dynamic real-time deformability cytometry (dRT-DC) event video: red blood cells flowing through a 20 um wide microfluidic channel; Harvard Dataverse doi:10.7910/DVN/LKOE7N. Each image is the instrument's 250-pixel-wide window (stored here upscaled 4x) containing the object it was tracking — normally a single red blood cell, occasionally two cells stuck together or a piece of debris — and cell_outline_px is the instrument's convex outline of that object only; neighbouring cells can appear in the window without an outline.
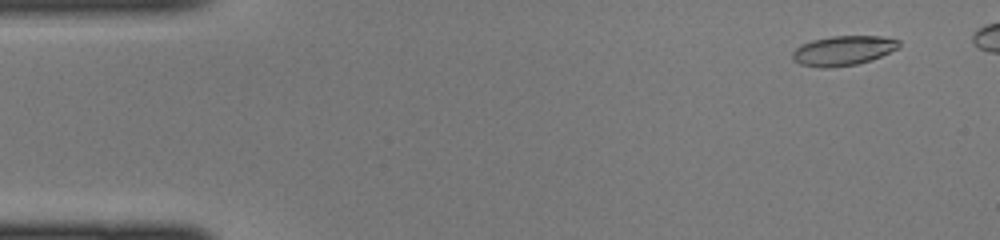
{"species": "common noctule bat (a hibernating species)", "species_latin": "Nyctalus noctula", "temperature_condition": "cold", "stored_images_in_passage": 39, "camera_frame_rate_fps": 3000, "um_per_image_px": 0.085, "animal": {"sex": "female", "body_mass_g": 22.0, "forearm_length_mm": 56.7}, "frame": {"image": 1, "passage_image": 3, "time_ms": 0.667, "image_size_px": [1000, 240], "cell_outline_px": [[900, 48], [872, 60], [856, 64], [828, 68], [820, 68], [800, 64], [792, 60], [792, 52], [800, 44], [812, 40], [832, 36], [880, 36], [900, 40]], "centroid_in_image_um": [71.67, 4.3], "position_along_channel_um": 13.3, "area_um2": 18.61}}
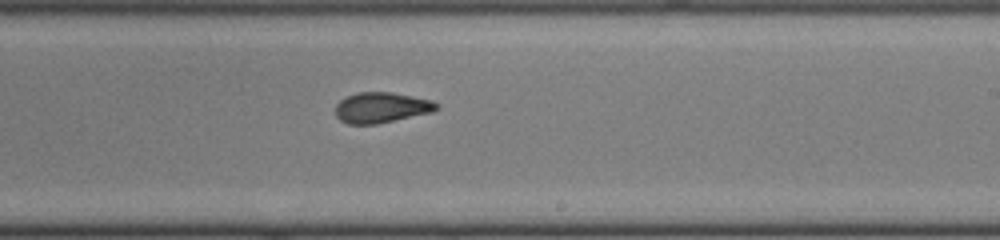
{"frame": {"image": 2, "passage_image": 26, "time_ms": 8.333, "image_size_px": [1000, 240], "cell_outline_px": [[440, 104], [432, 112], [376, 124], [348, 124], [340, 120], [336, 116], [336, 104], [344, 96], [356, 92], [392, 92], [432, 100]], "centroid_in_image_um": [32.39, 9.13], "position_along_channel_um": 256.6, "area_um2": 18.03}}
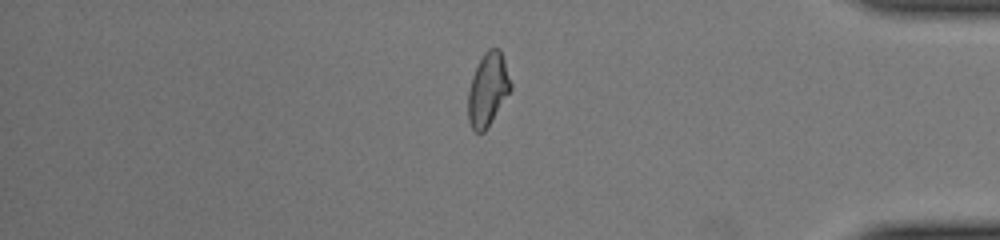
{"frame": {"image": 3, "passage_image": 37, "time_ms": 12.0, "image_size_px": [1000, 240], "cell_outline_px": [[512, 88], [488, 128], [484, 132], [476, 132], [472, 128], [468, 120], [468, 92], [472, 76], [484, 52], [488, 48], [500, 48], [512, 84]], "centroid_in_image_um": [41.47, 7.61], "position_along_channel_um": 393.7, "area_um2": 18.15}}